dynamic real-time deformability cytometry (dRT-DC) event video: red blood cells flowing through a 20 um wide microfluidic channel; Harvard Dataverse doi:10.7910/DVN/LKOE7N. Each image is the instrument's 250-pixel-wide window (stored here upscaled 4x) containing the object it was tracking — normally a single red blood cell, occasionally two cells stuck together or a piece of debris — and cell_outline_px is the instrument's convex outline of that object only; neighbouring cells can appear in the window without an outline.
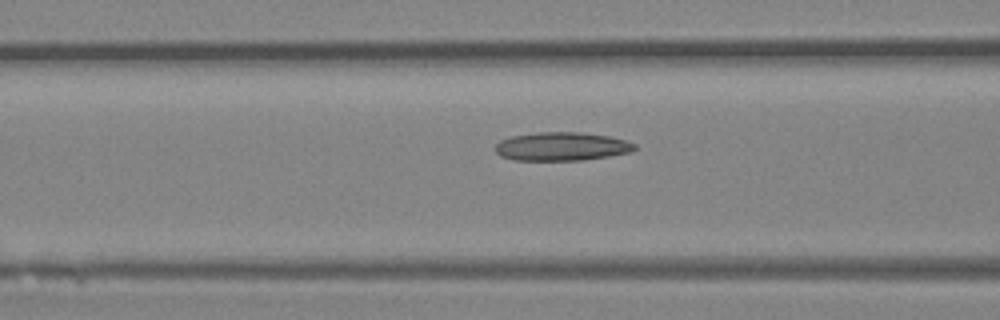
{"species": "Egyptian fruit bat (a non-hibernating species)", "species_latin": "Rousettus aegyptiacus", "temperature_condition": "room temperature", "stored_images_in_passage": 17, "camera_frame_rate_fps": 3000, "um_per_image_px": 0.085, "animal": {"sex": "female"}, "frame": {"image": 1, "passage_image": 15, "time_ms": 4.667, "image_size_px": [1000, 320], "cell_outline_px": [[636, 148], [632, 152], [584, 160], [512, 160], [500, 156], [496, 152], [496, 144], [500, 140], [512, 136], [540, 132], [580, 132], [608, 136], [628, 140], [636, 144]], "centroid_in_image_um": [47.76, 12.45], "position_along_channel_um": 118.8, "area_um2": 23.24}}